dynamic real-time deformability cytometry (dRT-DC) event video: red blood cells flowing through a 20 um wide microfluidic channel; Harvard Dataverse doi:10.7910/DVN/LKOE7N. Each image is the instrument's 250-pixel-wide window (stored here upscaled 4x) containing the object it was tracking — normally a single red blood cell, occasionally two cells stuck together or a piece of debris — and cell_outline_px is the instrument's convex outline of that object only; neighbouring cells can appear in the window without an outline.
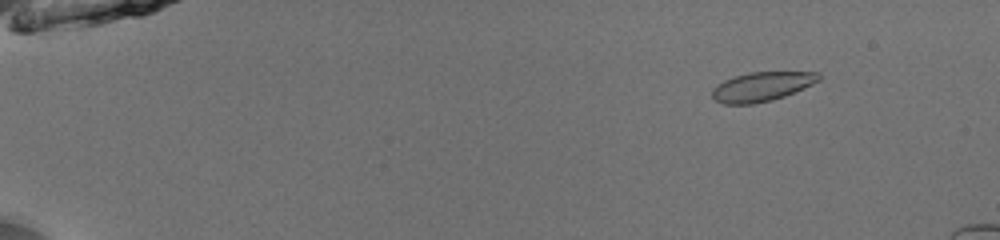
{"species": "common noctule bat (a hibernating species)", "species_latin": "Nyctalus noctula", "temperature_condition": "room temperature", "stored_images_in_passage": 54, "camera_frame_rate_fps": 3000, "um_per_image_px": 0.085, "animal": {"sex": "male", "body_mass_g": 13.0, "forearm_length_mm": 53.1}, "frame": {"image": 1, "passage_image": 8, "time_ms": 2.333, "image_size_px": [1000, 240], "cell_outline_px": [[824, 76], [820, 80], [804, 88], [784, 96], [772, 100], [752, 104], [724, 104], [716, 100], [712, 96], [712, 88], [716, 84], [724, 80], [748, 72], [820, 72]], "centroid_in_image_um": [64.77, 7.35], "position_along_channel_um": 20.2, "area_um2": 18.26}}
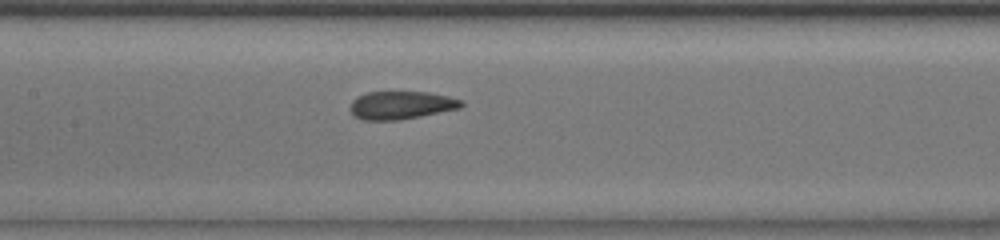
{"frame": {"image": 2, "passage_image": 29, "time_ms": 9.333, "image_size_px": [1000, 240], "cell_outline_px": [[464, 104], [460, 108], [400, 120], [364, 120], [356, 116], [348, 108], [352, 100], [356, 96], [368, 92], [428, 92], [448, 96], [464, 100]], "centroid_in_image_um": [34.09, 8.93], "position_along_channel_um": 173.3, "area_um2": 18.21}}
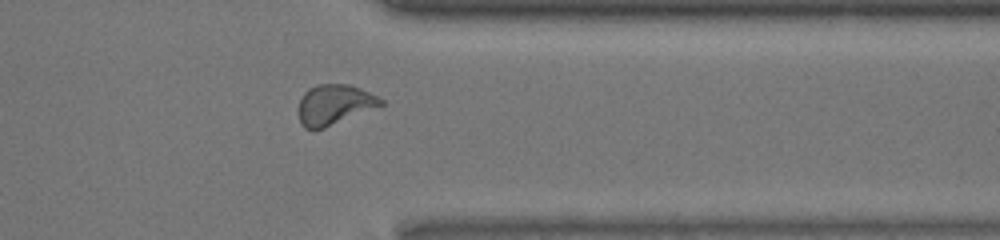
{"frame": {"image": 3, "passage_image": 45, "time_ms": 14.667, "image_size_px": [1000, 240], "cell_outline_px": [[384, 104], [324, 128], [312, 132], [304, 128], [300, 124], [296, 112], [300, 100], [304, 92], [308, 88], [316, 84], [348, 84], [360, 88], [384, 100]], "centroid_in_image_um": [28.33, 8.91], "position_along_channel_um": 383.1, "area_um2": 19.54}}